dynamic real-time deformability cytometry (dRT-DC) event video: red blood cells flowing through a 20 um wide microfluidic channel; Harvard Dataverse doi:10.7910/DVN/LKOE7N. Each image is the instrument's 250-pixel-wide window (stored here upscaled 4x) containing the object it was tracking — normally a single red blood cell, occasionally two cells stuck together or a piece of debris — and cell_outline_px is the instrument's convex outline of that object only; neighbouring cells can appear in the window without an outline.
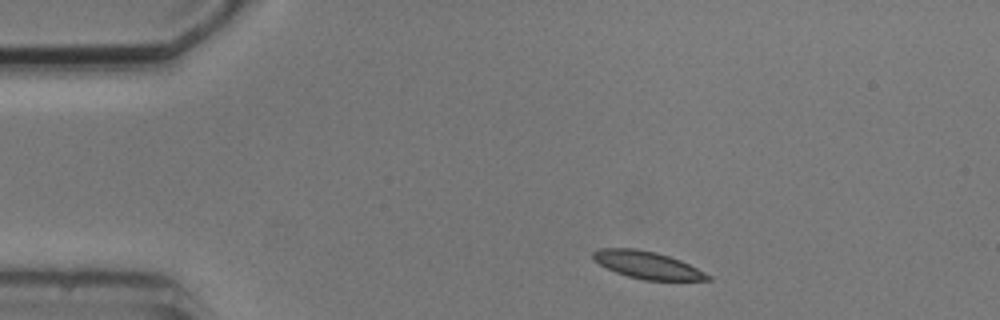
{"species": "common noctule bat (a hibernating species)", "species_latin": "Nyctalus noctula", "temperature_condition": "cold", "stored_images_in_passage": 8, "camera_frame_rate_fps": 3000, "um_per_image_px": 0.085, "animal": {"sex": "male", "body_mass_g": 20.5, "forearm_length_mm": 52.5}, "frame": {"image": 1, "passage_image": 1, "time_ms": 0.0, "image_size_px": [1000, 320], "cell_outline_px": [[712, 280], [644, 280], [628, 276], [616, 272], [592, 260], [592, 252], [600, 248], [636, 248], [656, 252], [680, 260], [712, 276]], "centroid_in_image_um": [55.0, 22.52], "position_along_channel_um": 30.0, "area_um2": 18.15}}
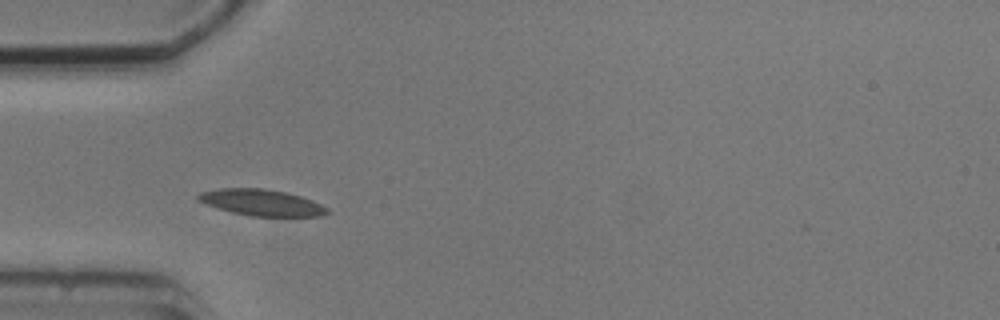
{"frame": {"image": 2, "passage_image": 3, "time_ms": 2.333, "image_size_px": [1000, 320], "cell_outline_px": [[328, 212], [320, 216], [248, 216], [232, 212], [196, 200], [196, 196], [200, 192], [220, 188], [264, 188], [284, 192], [300, 196], [312, 200], [328, 208]], "centroid_in_image_um": [22.21, 17.21], "position_along_channel_um": 62.8, "area_um2": 19.59}}
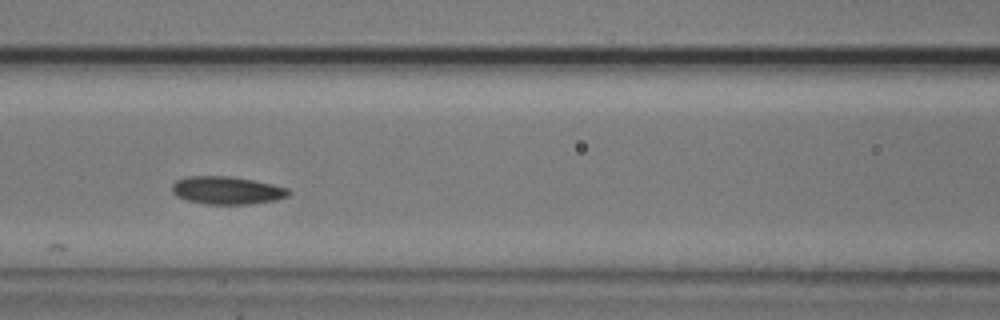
{"frame": {"image": 3, "passage_image": 5, "time_ms": 4.667, "image_size_px": [1000, 320], "cell_outline_px": [[292, 192], [288, 196], [276, 200], [248, 204], [204, 204], [188, 200], [176, 196], [172, 192], [172, 184], [176, 180], [184, 176], [232, 176], [272, 184], [288, 188]], "centroid_in_image_um": [19.28, 16.17], "position_along_channel_um": 147.3, "area_um2": 19.02}}